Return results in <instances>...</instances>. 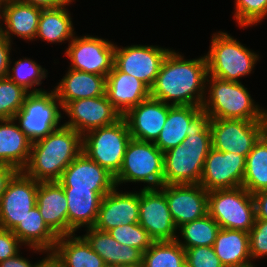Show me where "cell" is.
Here are the masks:
<instances>
[{"instance_id": "6da1fadb", "label": "cell", "mask_w": 267, "mask_h": 267, "mask_svg": "<svg viewBox=\"0 0 267 267\" xmlns=\"http://www.w3.org/2000/svg\"><path fill=\"white\" fill-rule=\"evenodd\" d=\"M208 77L206 57L184 59L170 50L165 57L150 97L171 106H201L205 99ZM173 101V102H170Z\"/></svg>"}, {"instance_id": "e575fe53", "label": "cell", "mask_w": 267, "mask_h": 267, "mask_svg": "<svg viewBox=\"0 0 267 267\" xmlns=\"http://www.w3.org/2000/svg\"><path fill=\"white\" fill-rule=\"evenodd\" d=\"M185 249L177 242L153 241L143 253L141 267H185Z\"/></svg>"}, {"instance_id": "e0dca14e", "label": "cell", "mask_w": 267, "mask_h": 267, "mask_svg": "<svg viewBox=\"0 0 267 267\" xmlns=\"http://www.w3.org/2000/svg\"><path fill=\"white\" fill-rule=\"evenodd\" d=\"M160 189L177 228L208 214V191L200 184H164Z\"/></svg>"}, {"instance_id": "44dd1931", "label": "cell", "mask_w": 267, "mask_h": 267, "mask_svg": "<svg viewBox=\"0 0 267 267\" xmlns=\"http://www.w3.org/2000/svg\"><path fill=\"white\" fill-rule=\"evenodd\" d=\"M105 94L124 116L131 108L150 97V89L136 77L121 72L115 65L106 76Z\"/></svg>"}, {"instance_id": "60d3db41", "label": "cell", "mask_w": 267, "mask_h": 267, "mask_svg": "<svg viewBox=\"0 0 267 267\" xmlns=\"http://www.w3.org/2000/svg\"><path fill=\"white\" fill-rule=\"evenodd\" d=\"M251 260L267 256V220H255L249 231Z\"/></svg>"}, {"instance_id": "ab89813d", "label": "cell", "mask_w": 267, "mask_h": 267, "mask_svg": "<svg viewBox=\"0 0 267 267\" xmlns=\"http://www.w3.org/2000/svg\"><path fill=\"white\" fill-rule=\"evenodd\" d=\"M187 267H224L213 246H197L185 249Z\"/></svg>"}, {"instance_id": "f546056e", "label": "cell", "mask_w": 267, "mask_h": 267, "mask_svg": "<svg viewBox=\"0 0 267 267\" xmlns=\"http://www.w3.org/2000/svg\"><path fill=\"white\" fill-rule=\"evenodd\" d=\"M12 232L22 245L25 243L24 245H28L35 253H51L58 240V236L43 221L37 205Z\"/></svg>"}, {"instance_id": "8fae6325", "label": "cell", "mask_w": 267, "mask_h": 267, "mask_svg": "<svg viewBox=\"0 0 267 267\" xmlns=\"http://www.w3.org/2000/svg\"><path fill=\"white\" fill-rule=\"evenodd\" d=\"M38 184L18 171L0 197V227L13 231L37 203Z\"/></svg>"}, {"instance_id": "4fadbf2b", "label": "cell", "mask_w": 267, "mask_h": 267, "mask_svg": "<svg viewBox=\"0 0 267 267\" xmlns=\"http://www.w3.org/2000/svg\"><path fill=\"white\" fill-rule=\"evenodd\" d=\"M170 50L153 45H131L122 48L116 45L114 65L121 72L136 77L151 89Z\"/></svg>"}, {"instance_id": "d6a6232c", "label": "cell", "mask_w": 267, "mask_h": 267, "mask_svg": "<svg viewBox=\"0 0 267 267\" xmlns=\"http://www.w3.org/2000/svg\"><path fill=\"white\" fill-rule=\"evenodd\" d=\"M242 187L251 194L267 190V131L246 157Z\"/></svg>"}, {"instance_id": "f907efd6", "label": "cell", "mask_w": 267, "mask_h": 267, "mask_svg": "<svg viewBox=\"0 0 267 267\" xmlns=\"http://www.w3.org/2000/svg\"><path fill=\"white\" fill-rule=\"evenodd\" d=\"M4 0H0V17L2 16V6H3Z\"/></svg>"}, {"instance_id": "3957f363", "label": "cell", "mask_w": 267, "mask_h": 267, "mask_svg": "<svg viewBox=\"0 0 267 267\" xmlns=\"http://www.w3.org/2000/svg\"><path fill=\"white\" fill-rule=\"evenodd\" d=\"M82 152V135L63 124L32 142L22 172L37 182L59 181L66 167Z\"/></svg>"}, {"instance_id": "9c48e42d", "label": "cell", "mask_w": 267, "mask_h": 267, "mask_svg": "<svg viewBox=\"0 0 267 267\" xmlns=\"http://www.w3.org/2000/svg\"><path fill=\"white\" fill-rule=\"evenodd\" d=\"M59 109L62 107L54 90L30 92L14 119L18 121L19 127L28 138L34 142L60 127L62 113Z\"/></svg>"}, {"instance_id": "74e56055", "label": "cell", "mask_w": 267, "mask_h": 267, "mask_svg": "<svg viewBox=\"0 0 267 267\" xmlns=\"http://www.w3.org/2000/svg\"><path fill=\"white\" fill-rule=\"evenodd\" d=\"M107 233L118 243L138 248L143 253L153 243L148 232L139 223L117 226L107 231Z\"/></svg>"}, {"instance_id": "f1b7e54d", "label": "cell", "mask_w": 267, "mask_h": 267, "mask_svg": "<svg viewBox=\"0 0 267 267\" xmlns=\"http://www.w3.org/2000/svg\"><path fill=\"white\" fill-rule=\"evenodd\" d=\"M213 248L224 267H242L253 264L247 232L220 228Z\"/></svg>"}, {"instance_id": "ee69618b", "label": "cell", "mask_w": 267, "mask_h": 267, "mask_svg": "<svg viewBox=\"0 0 267 267\" xmlns=\"http://www.w3.org/2000/svg\"><path fill=\"white\" fill-rule=\"evenodd\" d=\"M255 203L256 220H267V190L252 194Z\"/></svg>"}, {"instance_id": "ac0fdd59", "label": "cell", "mask_w": 267, "mask_h": 267, "mask_svg": "<svg viewBox=\"0 0 267 267\" xmlns=\"http://www.w3.org/2000/svg\"><path fill=\"white\" fill-rule=\"evenodd\" d=\"M58 182L63 189H90L102 196L116 187L114 175L83 152L66 167Z\"/></svg>"}, {"instance_id": "4316f807", "label": "cell", "mask_w": 267, "mask_h": 267, "mask_svg": "<svg viewBox=\"0 0 267 267\" xmlns=\"http://www.w3.org/2000/svg\"><path fill=\"white\" fill-rule=\"evenodd\" d=\"M86 229L87 233L82 237L107 266L115 264L142 266L143 252L138 248L120 244L107 232L99 231L94 227Z\"/></svg>"}, {"instance_id": "b9f144b4", "label": "cell", "mask_w": 267, "mask_h": 267, "mask_svg": "<svg viewBox=\"0 0 267 267\" xmlns=\"http://www.w3.org/2000/svg\"><path fill=\"white\" fill-rule=\"evenodd\" d=\"M21 244L12 231L0 227V262L18 254Z\"/></svg>"}, {"instance_id": "2e32d148", "label": "cell", "mask_w": 267, "mask_h": 267, "mask_svg": "<svg viewBox=\"0 0 267 267\" xmlns=\"http://www.w3.org/2000/svg\"><path fill=\"white\" fill-rule=\"evenodd\" d=\"M246 158L211 148L205 159L200 185L208 192L242 186Z\"/></svg>"}, {"instance_id": "f6af8a7d", "label": "cell", "mask_w": 267, "mask_h": 267, "mask_svg": "<svg viewBox=\"0 0 267 267\" xmlns=\"http://www.w3.org/2000/svg\"><path fill=\"white\" fill-rule=\"evenodd\" d=\"M18 171L9 165L0 164V197L6 189L8 182Z\"/></svg>"}, {"instance_id": "d590c367", "label": "cell", "mask_w": 267, "mask_h": 267, "mask_svg": "<svg viewBox=\"0 0 267 267\" xmlns=\"http://www.w3.org/2000/svg\"><path fill=\"white\" fill-rule=\"evenodd\" d=\"M11 70L13 73L10 72ZM47 72L48 71L45 68H42V66L33 61V59L24 58L15 61L12 69L9 68L7 76L29 93L41 92L44 90L40 88L37 89L36 87L34 88V86L42 84V80L47 77ZM30 89L33 90L30 91Z\"/></svg>"}, {"instance_id": "cb8c5ba5", "label": "cell", "mask_w": 267, "mask_h": 267, "mask_svg": "<svg viewBox=\"0 0 267 267\" xmlns=\"http://www.w3.org/2000/svg\"><path fill=\"white\" fill-rule=\"evenodd\" d=\"M53 90L63 109L71 101L105 95L106 77L69 68Z\"/></svg>"}, {"instance_id": "816d5d0a", "label": "cell", "mask_w": 267, "mask_h": 267, "mask_svg": "<svg viewBox=\"0 0 267 267\" xmlns=\"http://www.w3.org/2000/svg\"><path fill=\"white\" fill-rule=\"evenodd\" d=\"M242 267H256L254 264L252 265H246V266H242Z\"/></svg>"}, {"instance_id": "c3c4849f", "label": "cell", "mask_w": 267, "mask_h": 267, "mask_svg": "<svg viewBox=\"0 0 267 267\" xmlns=\"http://www.w3.org/2000/svg\"><path fill=\"white\" fill-rule=\"evenodd\" d=\"M35 267H62L59 261L52 255V253H47V256L41 261L37 262Z\"/></svg>"}, {"instance_id": "277c9868", "label": "cell", "mask_w": 267, "mask_h": 267, "mask_svg": "<svg viewBox=\"0 0 267 267\" xmlns=\"http://www.w3.org/2000/svg\"><path fill=\"white\" fill-rule=\"evenodd\" d=\"M206 81L210 85L206 86L205 92L209 94L205 96L202 110L211 119L267 121V110L260 109L241 82L225 81L209 75Z\"/></svg>"}, {"instance_id": "7c38bea8", "label": "cell", "mask_w": 267, "mask_h": 267, "mask_svg": "<svg viewBox=\"0 0 267 267\" xmlns=\"http://www.w3.org/2000/svg\"><path fill=\"white\" fill-rule=\"evenodd\" d=\"M115 45L111 41L94 37L74 36L65 51L73 70L107 76L114 66Z\"/></svg>"}, {"instance_id": "1f68e13d", "label": "cell", "mask_w": 267, "mask_h": 267, "mask_svg": "<svg viewBox=\"0 0 267 267\" xmlns=\"http://www.w3.org/2000/svg\"><path fill=\"white\" fill-rule=\"evenodd\" d=\"M74 0H68L57 8L42 9L35 38L43 39L49 43L71 42L75 36L71 15L66 5Z\"/></svg>"}, {"instance_id": "5b68a950", "label": "cell", "mask_w": 267, "mask_h": 267, "mask_svg": "<svg viewBox=\"0 0 267 267\" xmlns=\"http://www.w3.org/2000/svg\"><path fill=\"white\" fill-rule=\"evenodd\" d=\"M210 45L205 55L208 75L221 80L240 82L239 78L249 75L260 58L227 32L214 33Z\"/></svg>"}, {"instance_id": "ffe728a7", "label": "cell", "mask_w": 267, "mask_h": 267, "mask_svg": "<svg viewBox=\"0 0 267 267\" xmlns=\"http://www.w3.org/2000/svg\"><path fill=\"white\" fill-rule=\"evenodd\" d=\"M171 107L149 97L131 108L123 116L127 121L131 137L140 141L155 142L163 129Z\"/></svg>"}, {"instance_id": "bcb514c9", "label": "cell", "mask_w": 267, "mask_h": 267, "mask_svg": "<svg viewBox=\"0 0 267 267\" xmlns=\"http://www.w3.org/2000/svg\"><path fill=\"white\" fill-rule=\"evenodd\" d=\"M16 254L15 256L8 258L0 262V267H35L37 263L32 264L27 258H24Z\"/></svg>"}, {"instance_id": "4dcf8cb0", "label": "cell", "mask_w": 267, "mask_h": 267, "mask_svg": "<svg viewBox=\"0 0 267 267\" xmlns=\"http://www.w3.org/2000/svg\"><path fill=\"white\" fill-rule=\"evenodd\" d=\"M201 106H172L154 144L164 153L182 144L189 124L202 112Z\"/></svg>"}, {"instance_id": "7dc6e473", "label": "cell", "mask_w": 267, "mask_h": 267, "mask_svg": "<svg viewBox=\"0 0 267 267\" xmlns=\"http://www.w3.org/2000/svg\"><path fill=\"white\" fill-rule=\"evenodd\" d=\"M42 9L57 8L64 5L68 0H17Z\"/></svg>"}, {"instance_id": "7bdbcfd3", "label": "cell", "mask_w": 267, "mask_h": 267, "mask_svg": "<svg viewBox=\"0 0 267 267\" xmlns=\"http://www.w3.org/2000/svg\"><path fill=\"white\" fill-rule=\"evenodd\" d=\"M11 45V42L0 34V78L6 77L11 68Z\"/></svg>"}, {"instance_id": "52a82bcc", "label": "cell", "mask_w": 267, "mask_h": 267, "mask_svg": "<svg viewBox=\"0 0 267 267\" xmlns=\"http://www.w3.org/2000/svg\"><path fill=\"white\" fill-rule=\"evenodd\" d=\"M131 134L122 116L115 123L94 129L82 136V152L101 167L116 175L123 162Z\"/></svg>"}, {"instance_id": "30bf717a", "label": "cell", "mask_w": 267, "mask_h": 267, "mask_svg": "<svg viewBox=\"0 0 267 267\" xmlns=\"http://www.w3.org/2000/svg\"><path fill=\"white\" fill-rule=\"evenodd\" d=\"M212 148L244 156L267 131V121L211 119Z\"/></svg>"}, {"instance_id": "83f0119b", "label": "cell", "mask_w": 267, "mask_h": 267, "mask_svg": "<svg viewBox=\"0 0 267 267\" xmlns=\"http://www.w3.org/2000/svg\"><path fill=\"white\" fill-rule=\"evenodd\" d=\"M52 255L62 267H106L104 260L91 249L82 236H58Z\"/></svg>"}, {"instance_id": "d4e9b609", "label": "cell", "mask_w": 267, "mask_h": 267, "mask_svg": "<svg viewBox=\"0 0 267 267\" xmlns=\"http://www.w3.org/2000/svg\"><path fill=\"white\" fill-rule=\"evenodd\" d=\"M68 203L67 235L95 225L103 196L90 189H63Z\"/></svg>"}, {"instance_id": "7a4b0ae2", "label": "cell", "mask_w": 267, "mask_h": 267, "mask_svg": "<svg viewBox=\"0 0 267 267\" xmlns=\"http://www.w3.org/2000/svg\"><path fill=\"white\" fill-rule=\"evenodd\" d=\"M210 116L202 111L188 126L182 144L164 152V184H199L212 148Z\"/></svg>"}, {"instance_id": "603a6c76", "label": "cell", "mask_w": 267, "mask_h": 267, "mask_svg": "<svg viewBox=\"0 0 267 267\" xmlns=\"http://www.w3.org/2000/svg\"><path fill=\"white\" fill-rule=\"evenodd\" d=\"M45 224L57 235H67L68 203L58 181L39 182L37 203Z\"/></svg>"}, {"instance_id": "9a60e30c", "label": "cell", "mask_w": 267, "mask_h": 267, "mask_svg": "<svg viewBox=\"0 0 267 267\" xmlns=\"http://www.w3.org/2000/svg\"><path fill=\"white\" fill-rule=\"evenodd\" d=\"M62 110L70 117L63 125L74 129L82 136L94 129L111 125L122 117L106 94L71 101Z\"/></svg>"}, {"instance_id": "681fc988", "label": "cell", "mask_w": 267, "mask_h": 267, "mask_svg": "<svg viewBox=\"0 0 267 267\" xmlns=\"http://www.w3.org/2000/svg\"><path fill=\"white\" fill-rule=\"evenodd\" d=\"M106 267H141V266H133V265H129V264H115V265H109Z\"/></svg>"}, {"instance_id": "ba28073f", "label": "cell", "mask_w": 267, "mask_h": 267, "mask_svg": "<svg viewBox=\"0 0 267 267\" xmlns=\"http://www.w3.org/2000/svg\"><path fill=\"white\" fill-rule=\"evenodd\" d=\"M208 214L220 228L249 233L256 220L253 196L242 186L209 191Z\"/></svg>"}, {"instance_id": "f35d334b", "label": "cell", "mask_w": 267, "mask_h": 267, "mask_svg": "<svg viewBox=\"0 0 267 267\" xmlns=\"http://www.w3.org/2000/svg\"><path fill=\"white\" fill-rule=\"evenodd\" d=\"M234 12L240 27H252L267 17V0H235Z\"/></svg>"}, {"instance_id": "5bb4252c", "label": "cell", "mask_w": 267, "mask_h": 267, "mask_svg": "<svg viewBox=\"0 0 267 267\" xmlns=\"http://www.w3.org/2000/svg\"><path fill=\"white\" fill-rule=\"evenodd\" d=\"M139 224L153 241H172L177 227L170 214L167 199L160 188H142L139 201Z\"/></svg>"}, {"instance_id": "7402d4cb", "label": "cell", "mask_w": 267, "mask_h": 267, "mask_svg": "<svg viewBox=\"0 0 267 267\" xmlns=\"http://www.w3.org/2000/svg\"><path fill=\"white\" fill-rule=\"evenodd\" d=\"M41 11L42 8L17 0H4L0 21L4 20L5 27L0 25V34L10 42L11 34L28 41L34 40Z\"/></svg>"}, {"instance_id": "8d00e7d4", "label": "cell", "mask_w": 267, "mask_h": 267, "mask_svg": "<svg viewBox=\"0 0 267 267\" xmlns=\"http://www.w3.org/2000/svg\"><path fill=\"white\" fill-rule=\"evenodd\" d=\"M28 93L8 76L0 78V120L14 118L22 108Z\"/></svg>"}, {"instance_id": "484cf974", "label": "cell", "mask_w": 267, "mask_h": 267, "mask_svg": "<svg viewBox=\"0 0 267 267\" xmlns=\"http://www.w3.org/2000/svg\"><path fill=\"white\" fill-rule=\"evenodd\" d=\"M14 118L0 120V164L22 171L28 163L32 141Z\"/></svg>"}, {"instance_id": "836d02e7", "label": "cell", "mask_w": 267, "mask_h": 267, "mask_svg": "<svg viewBox=\"0 0 267 267\" xmlns=\"http://www.w3.org/2000/svg\"><path fill=\"white\" fill-rule=\"evenodd\" d=\"M177 230L184 240L181 242L177 235V242L184 249H189L197 246H213L220 227L209 214H206L202 218L181 225Z\"/></svg>"}, {"instance_id": "d6986e66", "label": "cell", "mask_w": 267, "mask_h": 267, "mask_svg": "<svg viewBox=\"0 0 267 267\" xmlns=\"http://www.w3.org/2000/svg\"><path fill=\"white\" fill-rule=\"evenodd\" d=\"M140 192H119L115 187L103 196L98 211L95 229L107 232L110 229L139 223Z\"/></svg>"}, {"instance_id": "8992f818", "label": "cell", "mask_w": 267, "mask_h": 267, "mask_svg": "<svg viewBox=\"0 0 267 267\" xmlns=\"http://www.w3.org/2000/svg\"><path fill=\"white\" fill-rule=\"evenodd\" d=\"M116 187L128 182H143V188H160L164 185V154L154 142L131 138L122 166L114 176Z\"/></svg>"}]
</instances>
